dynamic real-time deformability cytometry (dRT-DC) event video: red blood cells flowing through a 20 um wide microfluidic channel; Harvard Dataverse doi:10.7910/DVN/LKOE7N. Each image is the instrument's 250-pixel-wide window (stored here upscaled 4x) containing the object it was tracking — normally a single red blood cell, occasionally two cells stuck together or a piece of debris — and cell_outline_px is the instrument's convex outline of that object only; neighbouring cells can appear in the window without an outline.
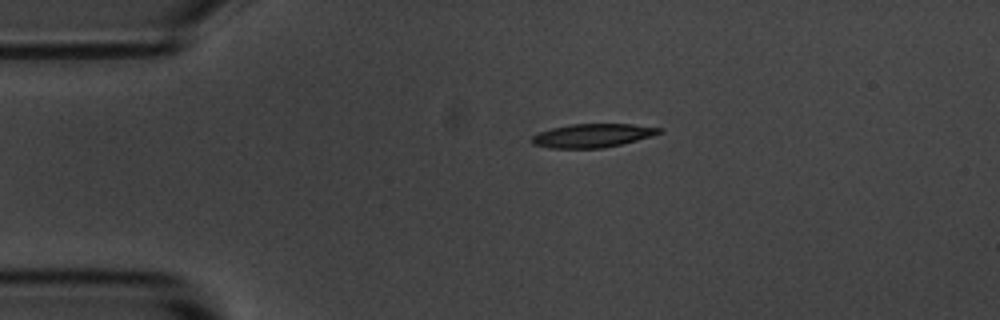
{"species": "common noctule bat (a hibernating species)", "species_latin": "Nyctalus noctula", "temperature_condition": "room temperature", "stored_images_in_passage": 2, "camera_frame_rate_fps": 3000, "um_per_image_px": 0.085, "animal": {"sex": "male", "body_mass_g": 20.1, "forearm_length_mm": 53.5}, "frame": {"image": 1, "passage_image": 1, "time_ms": 0.0, "image_size_px": [1000, 320], "cell_outline_px": [[664, 128], [660, 132], [652, 136], [604, 148], [552, 148], [532, 144], [532, 136], [540, 132], [552, 128], [572, 124], [632, 124]], "centroid_in_image_um": [50.37, 11.52], "position_along_channel_um": 34.6, "area_um2": 17.34}}